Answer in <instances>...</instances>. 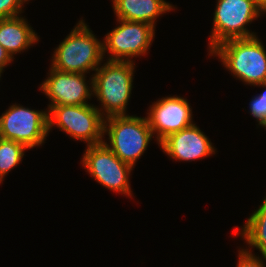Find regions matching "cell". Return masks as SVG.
Segmentation results:
<instances>
[{"instance_id": "20", "label": "cell", "mask_w": 266, "mask_h": 267, "mask_svg": "<svg viewBox=\"0 0 266 267\" xmlns=\"http://www.w3.org/2000/svg\"><path fill=\"white\" fill-rule=\"evenodd\" d=\"M14 59L7 53L5 48L0 45V76L4 71V68L13 61Z\"/></svg>"}, {"instance_id": "8", "label": "cell", "mask_w": 266, "mask_h": 267, "mask_svg": "<svg viewBox=\"0 0 266 267\" xmlns=\"http://www.w3.org/2000/svg\"><path fill=\"white\" fill-rule=\"evenodd\" d=\"M48 110L11 105L0 116V138L23 144L27 149L42 146L48 135Z\"/></svg>"}, {"instance_id": "2", "label": "cell", "mask_w": 266, "mask_h": 267, "mask_svg": "<svg viewBox=\"0 0 266 267\" xmlns=\"http://www.w3.org/2000/svg\"><path fill=\"white\" fill-rule=\"evenodd\" d=\"M103 59V42L82 19L55 49L51 67L62 72L87 74L96 71Z\"/></svg>"}, {"instance_id": "12", "label": "cell", "mask_w": 266, "mask_h": 267, "mask_svg": "<svg viewBox=\"0 0 266 267\" xmlns=\"http://www.w3.org/2000/svg\"><path fill=\"white\" fill-rule=\"evenodd\" d=\"M160 149L171 159L195 161L215 154V147L196 124L167 136L159 143Z\"/></svg>"}, {"instance_id": "6", "label": "cell", "mask_w": 266, "mask_h": 267, "mask_svg": "<svg viewBox=\"0 0 266 267\" xmlns=\"http://www.w3.org/2000/svg\"><path fill=\"white\" fill-rule=\"evenodd\" d=\"M262 14L264 12L253 0H217L208 51L229 39L256 36L247 25Z\"/></svg>"}, {"instance_id": "7", "label": "cell", "mask_w": 266, "mask_h": 267, "mask_svg": "<svg viewBox=\"0 0 266 267\" xmlns=\"http://www.w3.org/2000/svg\"><path fill=\"white\" fill-rule=\"evenodd\" d=\"M81 162L103 187L132 197L129 176L133 167L120 160L104 142L86 146Z\"/></svg>"}, {"instance_id": "15", "label": "cell", "mask_w": 266, "mask_h": 267, "mask_svg": "<svg viewBox=\"0 0 266 267\" xmlns=\"http://www.w3.org/2000/svg\"><path fill=\"white\" fill-rule=\"evenodd\" d=\"M263 199L262 204L249 216L241 230L234 229V234L241 235L247 245L258 249L266 260V197Z\"/></svg>"}, {"instance_id": "1", "label": "cell", "mask_w": 266, "mask_h": 267, "mask_svg": "<svg viewBox=\"0 0 266 267\" xmlns=\"http://www.w3.org/2000/svg\"><path fill=\"white\" fill-rule=\"evenodd\" d=\"M208 53L218 56L223 66L243 83H266V50L257 35L223 41Z\"/></svg>"}, {"instance_id": "9", "label": "cell", "mask_w": 266, "mask_h": 267, "mask_svg": "<svg viewBox=\"0 0 266 267\" xmlns=\"http://www.w3.org/2000/svg\"><path fill=\"white\" fill-rule=\"evenodd\" d=\"M119 25L103 39V55L108 61H133L131 58L144 56L150 49L155 36V27L138 21L117 19Z\"/></svg>"}, {"instance_id": "13", "label": "cell", "mask_w": 266, "mask_h": 267, "mask_svg": "<svg viewBox=\"0 0 266 267\" xmlns=\"http://www.w3.org/2000/svg\"><path fill=\"white\" fill-rule=\"evenodd\" d=\"M117 19L138 21L156 26V19L172 11V4L165 0H112Z\"/></svg>"}, {"instance_id": "5", "label": "cell", "mask_w": 266, "mask_h": 267, "mask_svg": "<svg viewBox=\"0 0 266 267\" xmlns=\"http://www.w3.org/2000/svg\"><path fill=\"white\" fill-rule=\"evenodd\" d=\"M87 146L104 142V117L97 106L57 105L48 109V132L56 126Z\"/></svg>"}, {"instance_id": "10", "label": "cell", "mask_w": 266, "mask_h": 267, "mask_svg": "<svg viewBox=\"0 0 266 267\" xmlns=\"http://www.w3.org/2000/svg\"><path fill=\"white\" fill-rule=\"evenodd\" d=\"M47 79L40 85V90L49 98L51 106L87 105L88 99L94 95L93 76L90 86L86 82V74L62 72L50 67Z\"/></svg>"}, {"instance_id": "16", "label": "cell", "mask_w": 266, "mask_h": 267, "mask_svg": "<svg viewBox=\"0 0 266 267\" xmlns=\"http://www.w3.org/2000/svg\"><path fill=\"white\" fill-rule=\"evenodd\" d=\"M26 149L21 143L0 138V183L11 169L20 164Z\"/></svg>"}, {"instance_id": "14", "label": "cell", "mask_w": 266, "mask_h": 267, "mask_svg": "<svg viewBox=\"0 0 266 267\" xmlns=\"http://www.w3.org/2000/svg\"><path fill=\"white\" fill-rule=\"evenodd\" d=\"M39 37L27 20L18 15L0 19V45L14 59L13 55L24 52L37 44ZM29 47V48H28Z\"/></svg>"}, {"instance_id": "19", "label": "cell", "mask_w": 266, "mask_h": 267, "mask_svg": "<svg viewBox=\"0 0 266 267\" xmlns=\"http://www.w3.org/2000/svg\"><path fill=\"white\" fill-rule=\"evenodd\" d=\"M237 267H265L264 260L254 255L249 248L238 250Z\"/></svg>"}, {"instance_id": "21", "label": "cell", "mask_w": 266, "mask_h": 267, "mask_svg": "<svg viewBox=\"0 0 266 267\" xmlns=\"http://www.w3.org/2000/svg\"><path fill=\"white\" fill-rule=\"evenodd\" d=\"M266 13V0H253Z\"/></svg>"}, {"instance_id": "18", "label": "cell", "mask_w": 266, "mask_h": 267, "mask_svg": "<svg viewBox=\"0 0 266 267\" xmlns=\"http://www.w3.org/2000/svg\"><path fill=\"white\" fill-rule=\"evenodd\" d=\"M29 0H0V19L20 15L23 4Z\"/></svg>"}, {"instance_id": "11", "label": "cell", "mask_w": 266, "mask_h": 267, "mask_svg": "<svg viewBox=\"0 0 266 267\" xmlns=\"http://www.w3.org/2000/svg\"><path fill=\"white\" fill-rule=\"evenodd\" d=\"M192 108L186 98L180 96L162 97L149 107L147 119L149 126L156 133L159 143L172 133L188 128L193 123Z\"/></svg>"}, {"instance_id": "4", "label": "cell", "mask_w": 266, "mask_h": 267, "mask_svg": "<svg viewBox=\"0 0 266 267\" xmlns=\"http://www.w3.org/2000/svg\"><path fill=\"white\" fill-rule=\"evenodd\" d=\"M103 134L108 136L110 143L104 140L108 148L133 168L154 138L147 117L127 114L104 118Z\"/></svg>"}, {"instance_id": "3", "label": "cell", "mask_w": 266, "mask_h": 267, "mask_svg": "<svg viewBox=\"0 0 266 267\" xmlns=\"http://www.w3.org/2000/svg\"><path fill=\"white\" fill-rule=\"evenodd\" d=\"M134 63L107 60L92 74L94 96L101 102V107L97 106V109L104 118L126 115L133 88Z\"/></svg>"}, {"instance_id": "17", "label": "cell", "mask_w": 266, "mask_h": 267, "mask_svg": "<svg viewBox=\"0 0 266 267\" xmlns=\"http://www.w3.org/2000/svg\"><path fill=\"white\" fill-rule=\"evenodd\" d=\"M256 86L266 88V83ZM249 106L251 115L259 122L258 125L266 129V89L263 93L254 96Z\"/></svg>"}]
</instances>
